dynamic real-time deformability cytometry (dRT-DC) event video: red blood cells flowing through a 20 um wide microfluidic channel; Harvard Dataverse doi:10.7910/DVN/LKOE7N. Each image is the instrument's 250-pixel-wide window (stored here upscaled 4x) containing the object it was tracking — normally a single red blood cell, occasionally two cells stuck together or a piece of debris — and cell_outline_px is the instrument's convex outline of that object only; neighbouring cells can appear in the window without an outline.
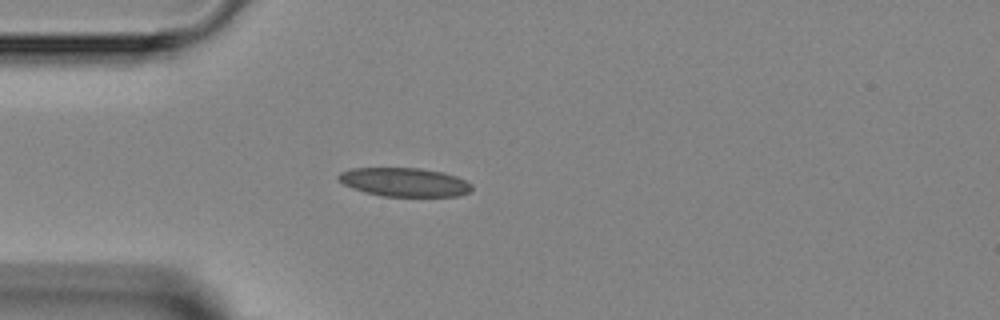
{"species": "Egyptian fruit bat (a non-hibernating species)", "species_latin": "Rousettus aegyptiacus", "temperature_condition": "room temperature", "stored_images_in_passage": 3, "camera_frame_rate_fps": 3000, "um_per_image_px": 0.085, "animal": {"sex": "female"}, "frame": {"image": 1, "passage_image": 3, "time_ms": 2.333, "image_size_px": [1000, 320], "cell_outline_px": [[472, 188], [468, 192], [460, 196], [384, 196], [364, 192], [352, 188], [336, 180], [336, 176], [340, 172], [352, 168], [420, 168], [444, 172], [456, 176], [472, 184]], "centroid_in_image_um": [34.35, 15.48], "position_along_channel_um": 50.7, "area_um2": 22.43}}